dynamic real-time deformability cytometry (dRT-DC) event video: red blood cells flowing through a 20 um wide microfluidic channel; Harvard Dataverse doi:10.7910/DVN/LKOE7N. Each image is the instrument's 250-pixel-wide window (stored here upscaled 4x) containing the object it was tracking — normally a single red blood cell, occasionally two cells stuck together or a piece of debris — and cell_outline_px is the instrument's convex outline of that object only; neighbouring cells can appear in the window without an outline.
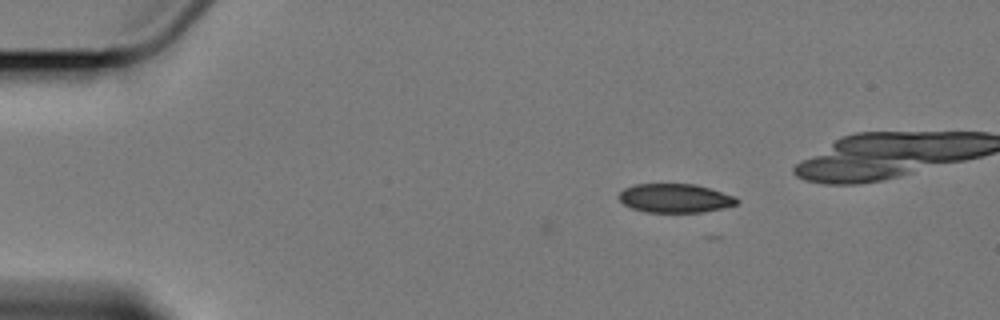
{"species": "Egyptian fruit bat (a non-hibernating species)", "species_latin": "Rousettus aegyptiacus", "temperature_condition": "cold", "stored_images_in_passage": 2, "camera_frame_rate_fps": 3000, "um_per_image_px": 0.085, "animal": {"sex": "female"}, "frame": {"image": 1, "passage_image": 2, "time_ms": 1.0, "image_size_px": [1000, 320], "cell_outline_px": [[740, 200], [736, 204], [704, 212], [648, 212], [632, 208], [624, 204], [620, 200], [620, 192], [624, 188], [636, 184], [696, 184], [736, 196]], "centroid_in_image_um": [57.4, 16.84], "position_along_channel_um": 27.6, "area_um2": 19.71}}